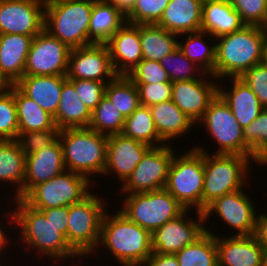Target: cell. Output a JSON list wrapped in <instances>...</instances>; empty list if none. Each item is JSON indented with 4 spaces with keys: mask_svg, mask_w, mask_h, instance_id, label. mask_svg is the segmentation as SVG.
<instances>
[{
    "mask_svg": "<svg viewBox=\"0 0 267 266\" xmlns=\"http://www.w3.org/2000/svg\"><path fill=\"white\" fill-rule=\"evenodd\" d=\"M264 34L263 27L244 25L235 32L217 37L220 43L215 45L214 76L240 77L261 63Z\"/></svg>",
    "mask_w": 267,
    "mask_h": 266,
    "instance_id": "obj_1",
    "label": "cell"
},
{
    "mask_svg": "<svg viewBox=\"0 0 267 266\" xmlns=\"http://www.w3.org/2000/svg\"><path fill=\"white\" fill-rule=\"evenodd\" d=\"M100 241L124 266L145 265L152 254L151 233L129 220L120 211L113 218L105 213Z\"/></svg>",
    "mask_w": 267,
    "mask_h": 266,
    "instance_id": "obj_2",
    "label": "cell"
},
{
    "mask_svg": "<svg viewBox=\"0 0 267 266\" xmlns=\"http://www.w3.org/2000/svg\"><path fill=\"white\" fill-rule=\"evenodd\" d=\"M94 3L95 0L45 1L44 29L71 49L89 45Z\"/></svg>",
    "mask_w": 267,
    "mask_h": 266,
    "instance_id": "obj_3",
    "label": "cell"
},
{
    "mask_svg": "<svg viewBox=\"0 0 267 266\" xmlns=\"http://www.w3.org/2000/svg\"><path fill=\"white\" fill-rule=\"evenodd\" d=\"M58 138L61 139L65 169L68 167V171L84 176L104 172L108 136L86 127L60 130Z\"/></svg>",
    "mask_w": 267,
    "mask_h": 266,
    "instance_id": "obj_4",
    "label": "cell"
},
{
    "mask_svg": "<svg viewBox=\"0 0 267 266\" xmlns=\"http://www.w3.org/2000/svg\"><path fill=\"white\" fill-rule=\"evenodd\" d=\"M18 201V210L12 213L11 218L15 220L22 229L21 238L39 252L48 256L65 258L78 256L70 247L66 237L58 231L50 220L40 211L27 205L21 198Z\"/></svg>",
    "mask_w": 267,
    "mask_h": 266,
    "instance_id": "obj_5",
    "label": "cell"
},
{
    "mask_svg": "<svg viewBox=\"0 0 267 266\" xmlns=\"http://www.w3.org/2000/svg\"><path fill=\"white\" fill-rule=\"evenodd\" d=\"M204 185V151L195 148L181 157L173 158L165 189L187 210L196 205L202 212Z\"/></svg>",
    "mask_w": 267,
    "mask_h": 266,
    "instance_id": "obj_6",
    "label": "cell"
},
{
    "mask_svg": "<svg viewBox=\"0 0 267 266\" xmlns=\"http://www.w3.org/2000/svg\"><path fill=\"white\" fill-rule=\"evenodd\" d=\"M125 200L120 212L151 234L186 210L165 188L133 193Z\"/></svg>",
    "mask_w": 267,
    "mask_h": 266,
    "instance_id": "obj_7",
    "label": "cell"
},
{
    "mask_svg": "<svg viewBox=\"0 0 267 266\" xmlns=\"http://www.w3.org/2000/svg\"><path fill=\"white\" fill-rule=\"evenodd\" d=\"M214 156L204 152L202 212L215 199L241 189L249 165L247 156L217 153Z\"/></svg>",
    "mask_w": 267,
    "mask_h": 266,
    "instance_id": "obj_8",
    "label": "cell"
},
{
    "mask_svg": "<svg viewBox=\"0 0 267 266\" xmlns=\"http://www.w3.org/2000/svg\"><path fill=\"white\" fill-rule=\"evenodd\" d=\"M89 194L81 202L68 206L67 242L80 256L90 253L100 242L105 208Z\"/></svg>",
    "mask_w": 267,
    "mask_h": 266,
    "instance_id": "obj_9",
    "label": "cell"
},
{
    "mask_svg": "<svg viewBox=\"0 0 267 266\" xmlns=\"http://www.w3.org/2000/svg\"><path fill=\"white\" fill-rule=\"evenodd\" d=\"M58 176L35 185L22 200L37 210L70 206L81 202L90 193L87 192L89 178L66 169Z\"/></svg>",
    "mask_w": 267,
    "mask_h": 266,
    "instance_id": "obj_10",
    "label": "cell"
},
{
    "mask_svg": "<svg viewBox=\"0 0 267 266\" xmlns=\"http://www.w3.org/2000/svg\"><path fill=\"white\" fill-rule=\"evenodd\" d=\"M202 122H205L212 137L220 145L217 154L251 156L257 162L258 159L246 145L243 128L237 122L229 105L219 94L210 102L202 117Z\"/></svg>",
    "mask_w": 267,
    "mask_h": 266,
    "instance_id": "obj_11",
    "label": "cell"
},
{
    "mask_svg": "<svg viewBox=\"0 0 267 266\" xmlns=\"http://www.w3.org/2000/svg\"><path fill=\"white\" fill-rule=\"evenodd\" d=\"M71 48L45 29L34 36L24 75H66Z\"/></svg>",
    "mask_w": 267,
    "mask_h": 266,
    "instance_id": "obj_12",
    "label": "cell"
},
{
    "mask_svg": "<svg viewBox=\"0 0 267 266\" xmlns=\"http://www.w3.org/2000/svg\"><path fill=\"white\" fill-rule=\"evenodd\" d=\"M173 153L169 145L151 147L125 181L122 191L133 194L165 188Z\"/></svg>",
    "mask_w": 267,
    "mask_h": 266,
    "instance_id": "obj_13",
    "label": "cell"
},
{
    "mask_svg": "<svg viewBox=\"0 0 267 266\" xmlns=\"http://www.w3.org/2000/svg\"><path fill=\"white\" fill-rule=\"evenodd\" d=\"M45 0H0V34L35 36L44 29Z\"/></svg>",
    "mask_w": 267,
    "mask_h": 266,
    "instance_id": "obj_14",
    "label": "cell"
},
{
    "mask_svg": "<svg viewBox=\"0 0 267 266\" xmlns=\"http://www.w3.org/2000/svg\"><path fill=\"white\" fill-rule=\"evenodd\" d=\"M104 75L114 79L110 52L106 43L72 48L68 59L67 79H87L104 82Z\"/></svg>",
    "mask_w": 267,
    "mask_h": 266,
    "instance_id": "obj_15",
    "label": "cell"
},
{
    "mask_svg": "<svg viewBox=\"0 0 267 266\" xmlns=\"http://www.w3.org/2000/svg\"><path fill=\"white\" fill-rule=\"evenodd\" d=\"M186 212L187 210L151 234L153 252L176 254L206 232V229L199 223L205 221L203 213L197 211L199 221L194 222L192 219L184 220Z\"/></svg>",
    "mask_w": 267,
    "mask_h": 266,
    "instance_id": "obj_16",
    "label": "cell"
},
{
    "mask_svg": "<svg viewBox=\"0 0 267 266\" xmlns=\"http://www.w3.org/2000/svg\"><path fill=\"white\" fill-rule=\"evenodd\" d=\"M254 210L247 195L239 189L215 199L202 213L206 220L215 211L226 223L238 229L235 236H248L255 233L257 216Z\"/></svg>",
    "mask_w": 267,
    "mask_h": 266,
    "instance_id": "obj_17",
    "label": "cell"
},
{
    "mask_svg": "<svg viewBox=\"0 0 267 266\" xmlns=\"http://www.w3.org/2000/svg\"><path fill=\"white\" fill-rule=\"evenodd\" d=\"M217 85L202 79L172 82L171 100L194 123L204 116L210 102L218 94ZM197 121V122H196Z\"/></svg>",
    "mask_w": 267,
    "mask_h": 266,
    "instance_id": "obj_18",
    "label": "cell"
},
{
    "mask_svg": "<svg viewBox=\"0 0 267 266\" xmlns=\"http://www.w3.org/2000/svg\"><path fill=\"white\" fill-rule=\"evenodd\" d=\"M65 169L62 146L57 138L51 145L26 155L22 198L35 186L58 176Z\"/></svg>",
    "mask_w": 267,
    "mask_h": 266,
    "instance_id": "obj_19",
    "label": "cell"
},
{
    "mask_svg": "<svg viewBox=\"0 0 267 266\" xmlns=\"http://www.w3.org/2000/svg\"><path fill=\"white\" fill-rule=\"evenodd\" d=\"M150 148L147 144L122 133L108 136L103 173L115 170L119 178L125 182Z\"/></svg>",
    "mask_w": 267,
    "mask_h": 266,
    "instance_id": "obj_20",
    "label": "cell"
},
{
    "mask_svg": "<svg viewBox=\"0 0 267 266\" xmlns=\"http://www.w3.org/2000/svg\"><path fill=\"white\" fill-rule=\"evenodd\" d=\"M105 43L117 75H127L143 59L140 24L125 22ZM117 60L123 62L121 68Z\"/></svg>",
    "mask_w": 267,
    "mask_h": 266,
    "instance_id": "obj_21",
    "label": "cell"
},
{
    "mask_svg": "<svg viewBox=\"0 0 267 266\" xmlns=\"http://www.w3.org/2000/svg\"><path fill=\"white\" fill-rule=\"evenodd\" d=\"M218 266H263L266 251L254 235L216 237Z\"/></svg>",
    "mask_w": 267,
    "mask_h": 266,
    "instance_id": "obj_22",
    "label": "cell"
},
{
    "mask_svg": "<svg viewBox=\"0 0 267 266\" xmlns=\"http://www.w3.org/2000/svg\"><path fill=\"white\" fill-rule=\"evenodd\" d=\"M34 36L0 34V75L9 84L23 76L27 55Z\"/></svg>",
    "mask_w": 267,
    "mask_h": 266,
    "instance_id": "obj_23",
    "label": "cell"
},
{
    "mask_svg": "<svg viewBox=\"0 0 267 266\" xmlns=\"http://www.w3.org/2000/svg\"><path fill=\"white\" fill-rule=\"evenodd\" d=\"M66 75H24L15 85L53 117L59 107Z\"/></svg>",
    "mask_w": 267,
    "mask_h": 266,
    "instance_id": "obj_24",
    "label": "cell"
},
{
    "mask_svg": "<svg viewBox=\"0 0 267 266\" xmlns=\"http://www.w3.org/2000/svg\"><path fill=\"white\" fill-rule=\"evenodd\" d=\"M203 0H170L158 26L176 34L201 30Z\"/></svg>",
    "mask_w": 267,
    "mask_h": 266,
    "instance_id": "obj_25",
    "label": "cell"
},
{
    "mask_svg": "<svg viewBox=\"0 0 267 266\" xmlns=\"http://www.w3.org/2000/svg\"><path fill=\"white\" fill-rule=\"evenodd\" d=\"M244 25L228 0H203L201 31L217 38L235 32Z\"/></svg>",
    "mask_w": 267,
    "mask_h": 266,
    "instance_id": "obj_26",
    "label": "cell"
},
{
    "mask_svg": "<svg viewBox=\"0 0 267 266\" xmlns=\"http://www.w3.org/2000/svg\"><path fill=\"white\" fill-rule=\"evenodd\" d=\"M231 79L234 81L232 91L228 93L218 88V94L229 105L239 125L245 128L260 115L264 107L245 82L239 77Z\"/></svg>",
    "mask_w": 267,
    "mask_h": 266,
    "instance_id": "obj_27",
    "label": "cell"
},
{
    "mask_svg": "<svg viewBox=\"0 0 267 266\" xmlns=\"http://www.w3.org/2000/svg\"><path fill=\"white\" fill-rule=\"evenodd\" d=\"M53 118L59 130L89 127L91 111L80 100L74 85L69 80L62 86L59 107Z\"/></svg>",
    "mask_w": 267,
    "mask_h": 266,
    "instance_id": "obj_28",
    "label": "cell"
},
{
    "mask_svg": "<svg viewBox=\"0 0 267 266\" xmlns=\"http://www.w3.org/2000/svg\"><path fill=\"white\" fill-rule=\"evenodd\" d=\"M149 109L156 131L164 142L188 132L192 124H194L172 100L152 105Z\"/></svg>",
    "mask_w": 267,
    "mask_h": 266,
    "instance_id": "obj_29",
    "label": "cell"
},
{
    "mask_svg": "<svg viewBox=\"0 0 267 266\" xmlns=\"http://www.w3.org/2000/svg\"><path fill=\"white\" fill-rule=\"evenodd\" d=\"M125 21V16L111 3L95 0L90 16L89 45L105 43Z\"/></svg>",
    "mask_w": 267,
    "mask_h": 266,
    "instance_id": "obj_30",
    "label": "cell"
},
{
    "mask_svg": "<svg viewBox=\"0 0 267 266\" xmlns=\"http://www.w3.org/2000/svg\"><path fill=\"white\" fill-rule=\"evenodd\" d=\"M14 101L18 118V135L21 132L52 130L56 127L53 116L26 96L15 84Z\"/></svg>",
    "mask_w": 267,
    "mask_h": 266,
    "instance_id": "obj_31",
    "label": "cell"
},
{
    "mask_svg": "<svg viewBox=\"0 0 267 266\" xmlns=\"http://www.w3.org/2000/svg\"><path fill=\"white\" fill-rule=\"evenodd\" d=\"M176 33L157 24H140V41L143 59L160 61L178 48ZM175 36V37H174Z\"/></svg>",
    "mask_w": 267,
    "mask_h": 266,
    "instance_id": "obj_32",
    "label": "cell"
},
{
    "mask_svg": "<svg viewBox=\"0 0 267 266\" xmlns=\"http://www.w3.org/2000/svg\"><path fill=\"white\" fill-rule=\"evenodd\" d=\"M25 168L26 155L18 140H0V180L18 183L16 197L21 199Z\"/></svg>",
    "mask_w": 267,
    "mask_h": 266,
    "instance_id": "obj_33",
    "label": "cell"
},
{
    "mask_svg": "<svg viewBox=\"0 0 267 266\" xmlns=\"http://www.w3.org/2000/svg\"><path fill=\"white\" fill-rule=\"evenodd\" d=\"M175 255L179 266H218L216 236L206 229L194 243L185 246Z\"/></svg>",
    "mask_w": 267,
    "mask_h": 266,
    "instance_id": "obj_34",
    "label": "cell"
},
{
    "mask_svg": "<svg viewBox=\"0 0 267 266\" xmlns=\"http://www.w3.org/2000/svg\"><path fill=\"white\" fill-rule=\"evenodd\" d=\"M105 95L125 118L140 105L138 88L126 75L110 79L106 84Z\"/></svg>",
    "mask_w": 267,
    "mask_h": 266,
    "instance_id": "obj_35",
    "label": "cell"
},
{
    "mask_svg": "<svg viewBox=\"0 0 267 266\" xmlns=\"http://www.w3.org/2000/svg\"><path fill=\"white\" fill-rule=\"evenodd\" d=\"M122 134L150 147H156L154 141L164 142L156 131L149 107L141 104L125 119Z\"/></svg>",
    "mask_w": 267,
    "mask_h": 266,
    "instance_id": "obj_36",
    "label": "cell"
},
{
    "mask_svg": "<svg viewBox=\"0 0 267 266\" xmlns=\"http://www.w3.org/2000/svg\"><path fill=\"white\" fill-rule=\"evenodd\" d=\"M125 119L105 95L91 112L89 128L106 136L115 135L122 133Z\"/></svg>",
    "mask_w": 267,
    "mask_h": 266,
    "instance_id": "obj_37",
    "label": "cell"
},
{
    "mask_svg": "<svg viewBox=\"0 0 267 266\" xmlns=\"http://www.w3.org/2000/svg\"><path fill=\"white\" fill-rule=\"evenodd\" d=\"M193 33L190 32L187 42L185 44L178 43V48L182 53L192 62V65L196 61H200L201 64H204L203 71L211 74V77H214V64H215V46L209 48L201 39V36L204 34H209L203 31H197ZM203 34V35H202ZM200 48H199V47Z\"/></svg>",
    "mask_w": 267,
    "mask_h": 266,
    "instance_id": "obj_38",
    "label": "cell"
},
{
    "mask_svg": "<svg viewBox=\"0 0 267 266\" xmlns=\"http://www.w3.org/2000/svg\"><path fill=\"white\" fill-rule=\"evenodd\" d=\"M0 92V140L18 139V118L14 101V84Z\"/></svg>",
    "mask_w": 267,
    "mask_h": 266,
    "instance_id": "obj_39",
    "label": "cell"
},
{
    "mask_svg": "<svg viewBox=\"0 0 267 266\" xmlns=\"http://www.w3.org/2000/svg\"><path fill=\"white\" fill-rule=\"evenodd\" d=\"M170 0H136L132 10L125 16L126 22L157 24Z\"/></svg>",
    "mask_w": 267,
    "mask_h": 266,
    "instance_id": "obj_40",
    "label": "cell"
},
{
    "mask_svg": "<svg viewBox=\"0 0 267 266\" xmlns=\"http://www.w3.org/2000/svg\"><path fill=\"white\" fill-rule=\"evenodd\" d=\"M243 136L249 150L259 159L267 151V108L243 128Z\"/></svg>",
    "mask_w": 267,
    "mask_h": 266,
    "instance_id": "obj_41",
    "label": "cell"
},
{
    "mask_svg": "<svg viewBox=\"0 0 267 266\" xmlns=\"http://www.w3.org/2000/svg\"><path fill=\"white\" fill-rule=\"evenodd\" d=\"M245 25L264 27L267 20V0H228Z\"/></svg>",
    "mask_w": 267,
    "mask_h": 266,
    "instance_id": "obj_42",
    "label": "cell"
},
{
    "mask_svg": "<svg viewBox=\"0 0 267 266\" xmlns=\"http://www.w3.org/2000/svg\"><path fill=\"white\" fill-rule=\"evenodd\" d=\"M126 76L133 83L171 82L160 62L148 59H142Z\"/></svg>",
    "mask_w": 267,
    "mask_h": 266,
    "instance_id": "obj_43",
    "label": "cell"
},
{
    "mask_svg": "<svg viewBox=\"0 0 267 266\" xmlns=\"http://www.w3.org/2000/svg\"><path fill=\"white\" fill-rule=\"evenodd\" d=\"M75 87L80 100L92 112L98 105L100 100L105 96L106 84L102 81H94L87 79H67Z\"/></svg>",
    "mask_w": 267,
    "mask_h": 266,
    "instance_id": "obj_44",
    "label": "cell"
},
{
    "mask_svg": "<svg viewBox=\"0 0 267 266\" xmlns=\"http://www.w3.org/2000/svg\"><path fill=\"white\" fill-rule=\"evenodd\" d=\"M59 131L55 127L52 130L21 132L17 140L20 143L22 151L25 155H28L51 145L58 138Z\"/></svg>",
    "mask_w": 267,
    "mask_h": 266,
    "instance_id": "obj_45",
    "label": "cell"
},
{
    "mask_svg": "<svg viewBox=\"0 0 267 266\" xmlns=\"http://www.w3.org/2000/svg\"><path fill=\"white\" fill-rule=\"evenodd\" d=\"M239 78L250 87L261 105L267 108V65L259 63L245 71Z\"/></svg>",
    "mask_w": 267,
    "mask_h": 266,
    "instance_id": "obj_46",
    "label": "cell"
},
{
    "mask_svg": "<svg viewBox=\"0 0 267 266\" xmlns=\"http://www.w3.org/2000/svg\"><path fill=\"white\" fill-rule=\"evenodd\" d=\"M139 91L140 104L150 107L171 100L172 82L134 83Z\"/></svg>",
    "mask_w": 267,
    "mask_h": 266,
    "instance_id": "obj_47",
    "label": "cell"
},
{
    "mask_svg": "<svg viewBox=\"0 0 267 266\" xmlns=\"http://www.w3.org/2000/svg\"><path fill=\"white\" fill-rule=\"evenodd\" d=\"M178 59H179V62L176 65L174 62L175 60H178ZM189 61L190 60L182 53V51L179 48H177L176 50L171 52L169 55L164 56L159 62L162 65V67L166 70L170 81L175 82V81L198 79V78L193 77L191 74H189L192 71L194 72V70H192L193 68L190 66L191 63ZM172 62L173 64H175V67L172 68L173 70H169L166 64L167 63L172 64Z\"/></svg>",
    "mask_w": 267,
    "mask_h": 266,
    "instance_id": "obj_48",
    "label": "cell"
},
{
    "mask_svg": "<svg viewBox=\"0 0 267 266\" xmlns=\"http://www.w3.org/2000/svg\"><path fill=\"white\" fill-rule=\"evenodd\" d=\"M51 223L58 228L67 240L68 206L40 210Z\"/></svg>",
    "mask_w": 267,
    "mask_h": 266,
    "instance_id": "obj_49",
    "label": "cell"
},
{
    "mask_svg": "<svg viewBox=\"0 0 267 266\" xmlns=\"http://www.w3.org/2000/svg\"><path fill=\"white\" fill-rule=\"evenodd\" d=\"M145 264L148 266H179L175 254H160L156 252H152Z\"/></svg>",
    "mask_w": 267,
    "mask_h": 266,
    "instance_id": "obj_50",
    "label": "cell"
},
{
    "mask_svg": "<svg viewBox=\"0 0 267 266\" xmlns=\"http://www.w3.org/2000/svg\"><path fill=\"white\" fill-rule=\"evenodd\" d=\"M254 236L267 253V215L257 217Z\"/></svg>",
    "mask_w": 267,
    "mask_h": 266,
    "instance_id": "obj_51",
    "label": "cell"
},
{
    "mask_svg": "<svg viewBox=\"0 0 267 266\" xmlns=\"http://www.w3.org/2000/svg\"><path fill=\"white\" fill-rule=\"evenodd\" d=\"M111 3L117 10L126 16L133 8L136 0H106Z\"/></svg>",
    "mask_w": 267,
    "mask_h": 266,
    "instance_id": "obj_52",
    "label": "cell"
},
{
    "mask_svg": "<svg viewBox=\"0 0 267 266\" xmlns=\"http://www.w3.org/2000/svg\"><path fill=\"white\" fill-rule=\"evenodd\" d=\"M261 63L267 65V30H265L264 40L262 44V59Z\"/></svg>",
    "mask_w": 267,
    "mask_h": 266,
    "instance_id": "obj_53",
    "label": "cell"
},
{
    "mask_svg": "<svg viewBox=\"0 0 267 266\" xmlns=\"http://www.w3.org/2000/svg\"><path fill=\"white\" fill-rule=\"evenodd\" d=\"M5 233L3 232V230L0 227V249H2L3 245L6 243V238H5Z\"/></svg>",
    "mask_w": 267,
    "mask_h": 266,
    "instance_id": "obj_54",
    "label": "cell"
},
{
    "mask_svg": "<svg viewBox=\"0 0 267 266\" xmlns=\"http://www.w3.org/2000/svg\"><path fill=\"white\" fill-rule=\"evenodd\" d=\"M9 84L0 75V92L6 90Z\"/></svg>",
    "mask_w": 267,
    "mask_h": 266,
    "instance_id": "obj_55",
    "label": "cell"
},
{
    "mask_svg": "<svg viewBox=\"0 0 267 266\" xmlns=\"http://www.w3.org/2000/svg\"><path fill=\"white\" fill-rule=\"evenodd\" d=\"M257 162L267 164V151L257 160Z\"/></svg>",
    "mask_w": 267,
    "mask_h": 266,
    "instance_id": "obj_56",
    "label": "cell"
},
{
    "mask_svg": "<svg viewBox=\"0 0 267 266\" xmlns=\"http://www.w3.org/2000/svg\"><path fill=\"white\" fill-rule=\"evenodd\" d=\"M263 266H267V253H266V256H265V259H264Z\"/></svg>",
    "mask_w": 267,
    "mask_h": 266,
    "instance_id": "obj_57",
    "label": "cell"
},
{
    "mask_svg": "<svg viewBox=\"0 0 267 266\" xmlns=\"http://www.w3.org/2000/svg\"><path fill=\"white\" fill-rule=\"evenodd\" d=\"M263 28H264L265 30H267V20H266L265 25H264Z\"/></svg>",
    "mask_w": 267,
    "mask_h": 266,
    "instance_id": "obj_58",
    "label": "cell"
}]
</instances>
